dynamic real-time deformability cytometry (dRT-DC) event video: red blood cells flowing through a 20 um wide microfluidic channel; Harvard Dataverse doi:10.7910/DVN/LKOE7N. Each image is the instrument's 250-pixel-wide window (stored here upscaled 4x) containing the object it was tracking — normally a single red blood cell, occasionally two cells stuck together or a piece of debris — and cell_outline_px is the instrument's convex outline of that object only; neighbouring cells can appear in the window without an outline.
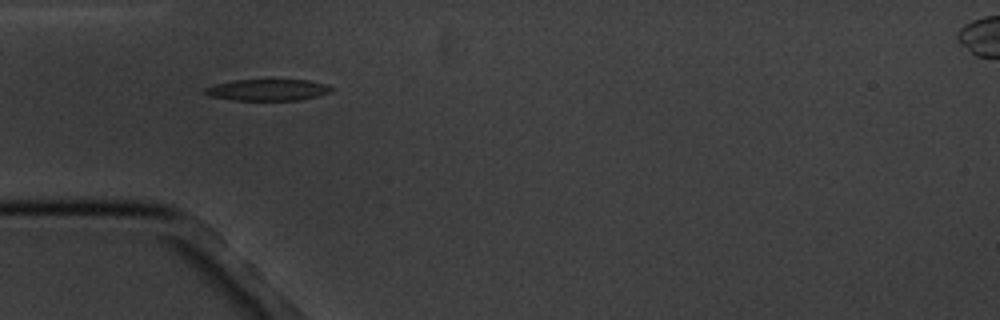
{"species": "common noctule bat (a hibernating species)", "species_latin": "Nyctalus noctula", "temperature_condition": "cold", "stored_images_in_passage": 5, "camera_frame_rate_fps": 3000, "um_per_image_px": 0.085, "animal": {"sex": "male", "body_mass_g": 20.1, "forearm_length_mm": 53.5}, "frame": {"image": 1, "passage_image": 1, "time_ms": 0.0, "image_size_px": [1000, 320], "cell_outline_px": [[332, 92], [300, 100], [232, 100], [212, 96], [200, 92], [204, 88], [216, 84], [236, 80], [308, 80], [328, 84], [332, 88]], "centroid_in_image_um": [22.76, 7.64], "position_along_channel_um": 62.2, "area_um2": 15.78}}
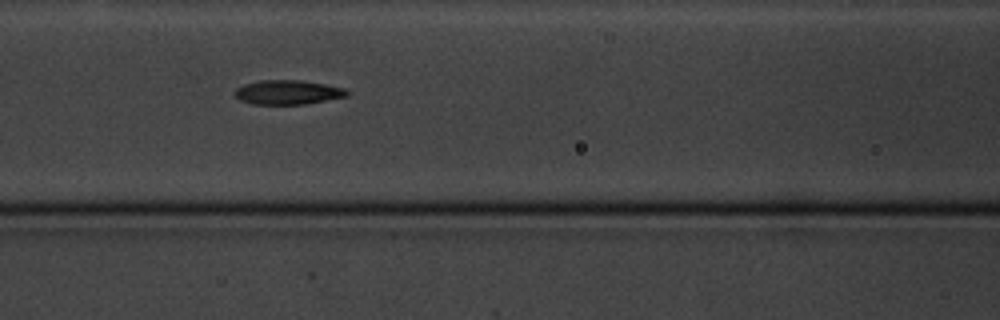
{"frame": {"image": 2, "passage_image": 3, "time_ms": 2.333, "image_size_px": [1000, 320], "cell_outline_px": [[348, 96], [304, 104], [252, 104], [240, 100], [232, 92], [236, 88], [244, 84], [260, 80], [300, 80], [324, 84], [344, 88], [348, 92]], "centroid_in_image_um": [24.42, 7.84], "position_along_channel_um": 142.2, "area_um2": 15.84}}
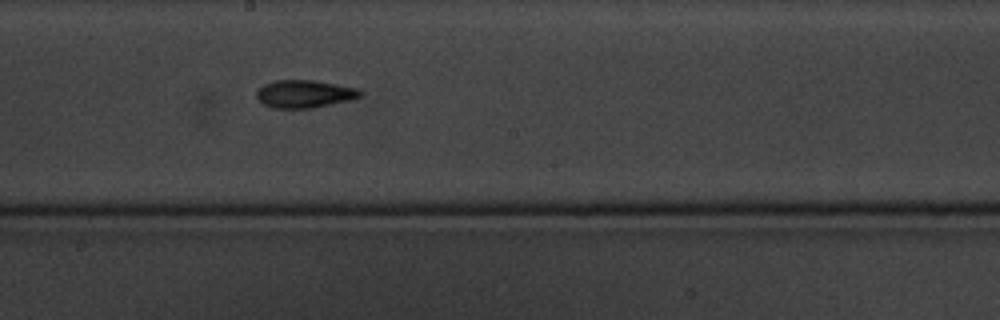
{"frame": {"image": 3, "passage_image": 5, "time_ms": 4.667, "image_size_px": [1000, 320], "cell_outline_px": [[364, 92], [360, 96], [348, 100], [312, 108], [272, 108], [264, 104], [256, 96], [256, 92], [264, 84], [276, 80], [312, 80], [360, 88]], "centroid_in_image_um": [25.89, 7.97], "position_along_channel_um": 222.3, "area_um2": 16.65}}